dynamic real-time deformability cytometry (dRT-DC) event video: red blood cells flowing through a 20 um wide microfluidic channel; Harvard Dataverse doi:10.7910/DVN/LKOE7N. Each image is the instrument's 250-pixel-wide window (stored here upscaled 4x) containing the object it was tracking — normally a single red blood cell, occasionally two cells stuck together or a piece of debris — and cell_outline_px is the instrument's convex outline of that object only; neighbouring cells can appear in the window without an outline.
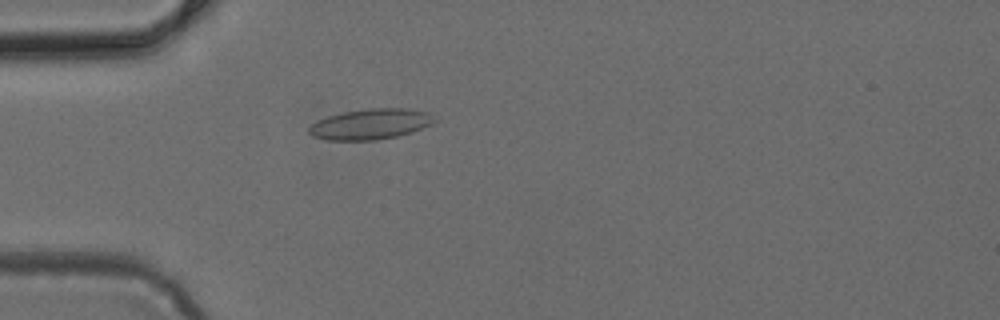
{"species": "common noctule bat (a hibernating species)", "species_latin": "Nyctalus noctula", "temperature_condition": "cold", "stored_images_in_passage": 47, "camera_frame_rate_fps": 3000, "um_per_image_px": 0.085, "animal": {"sex": "female", "body_mass_g": 24.6, "forearm_length_mm": 56.2}, "frame": {"image": 1, "passage_image": 12, "time_ms": 3.667, "image_size_px": [1000, 320], "cell_outline_px": [[436, 120], [432, 124], [412, 132], [396, 136], [376, 140], [328, 140], [312, 136], [308, 132], [308, 128], [316, 120], [328, 116], [344, 112], [368, 108], [408, 108], [428, 112]], "centroid_in_image_um": [31.48, 10.54], "position_along_channel_um": 53.5, "area_um2": 22.37}}
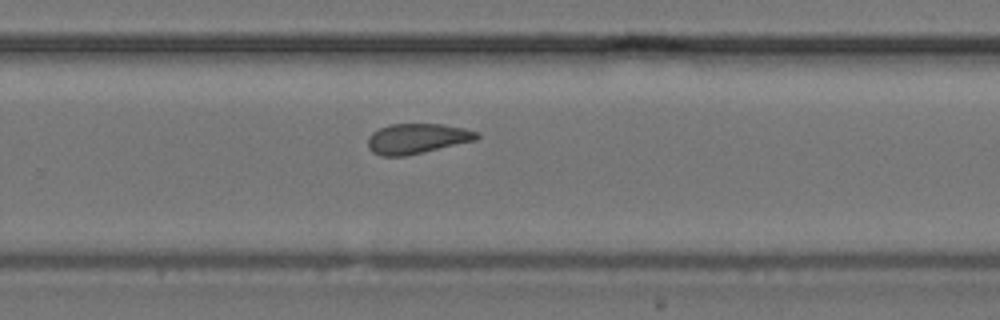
{"frame": {"image": 2, "passage_image": 30, "time_ms": 9.667, "image_size_px": [1000, 320], "cell_outline_px": [[480, 136], [476, 140], [404, 156], [380, 156], [372, 152], [368, 148], [368, 136], [372, 132], [388, 124], [444, 124], [464, 128], [480, 132]], "centroid_in_image_um": [35.44, 11.77], "position_along_channel_um": 294.4, "area_um2": 19.19}}
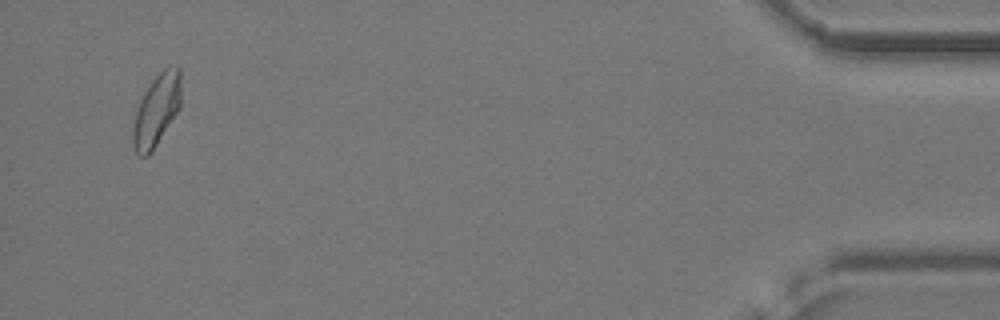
{"frame": {"image": 3, "passage_image": 45, "time_ms": 14.667, "image_size_px": [1000, 320], "cell_outline_px": [[180, 108], [148, 156], [140, 156], [136, 152], [132, 144], [132, 132], [136, 108], [144, 92], [152, 80], [168, 64], [176, 64], [180, 68]], "centroid_in_image_um": [13.3, 9.32], "position_along_channel_um": 421.9, "area_um2": 20.11}}